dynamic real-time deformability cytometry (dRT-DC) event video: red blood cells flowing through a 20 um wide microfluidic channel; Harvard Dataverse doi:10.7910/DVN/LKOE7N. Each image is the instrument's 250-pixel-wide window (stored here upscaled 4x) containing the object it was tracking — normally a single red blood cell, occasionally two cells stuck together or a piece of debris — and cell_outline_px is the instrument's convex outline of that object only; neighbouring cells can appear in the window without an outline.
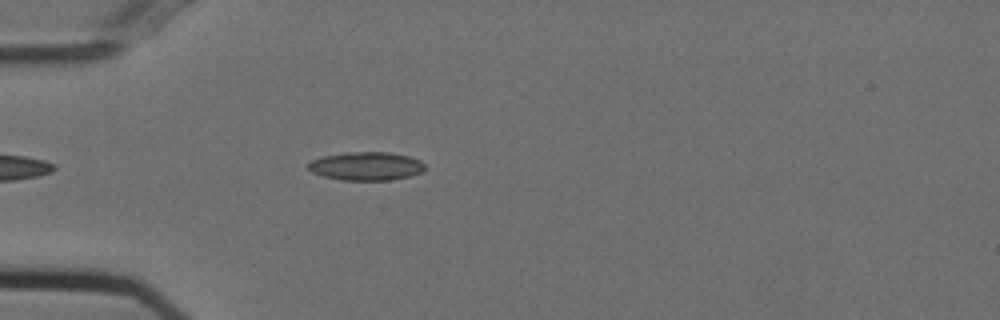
{"species": "Egyptian fruit bat (a non-hibernating species)", "species_latin": "Rousettus aegyptiacus", "temperature_condition": "cold", "stored_images_in_passage": 43, "camera_frame_rate_fps": 3000, "um_per_image_px": 0.085, "animal": {"sex": "female"}, "frame": {"image": 1, "passage_image": 5, "time_ms": 1.333, "image_size_px": [1000, 320], "cell_outline_px": [[424, 168], [420, 172], [412, 176], [388, 180], [340, 180], [324, 176], [312, 172], [308, 168], [308, 164], [312, 160], [320, 156], [344, 152], [388, 152], [408, 156], [420, 160], [424, 164]], "centroid_in_image_um": [31.1, 14.11], "position_along_channel_um": 53.9, "area_um2": 19.36}}
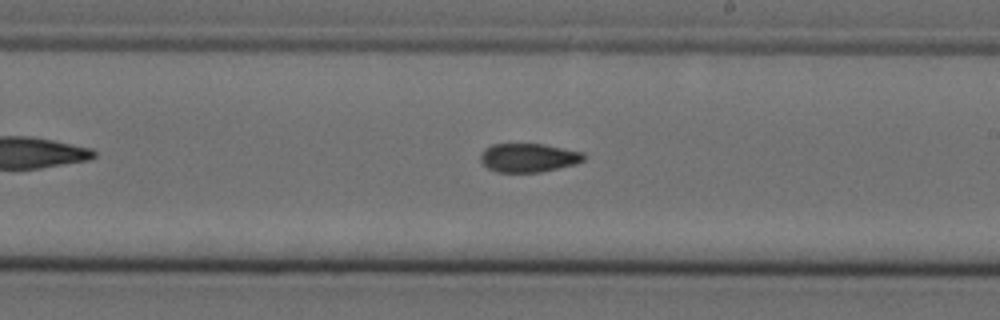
{"frame": {"image": 2, "passage_image": 21, "time_ms": 6.667, "image_size_px": [1000, 320], "cell_outline_px": [[584, 160], [576, 164], [540, 172], [496, 172], [488, 168], [480, 160], [480, 156], [484, 148], [492, 144], [544, 144], [584, 152]], "centroid_in_image_um": [44.92, 13.4], "position_along_channel_um": 244.1, "area_um2": 17.34}}
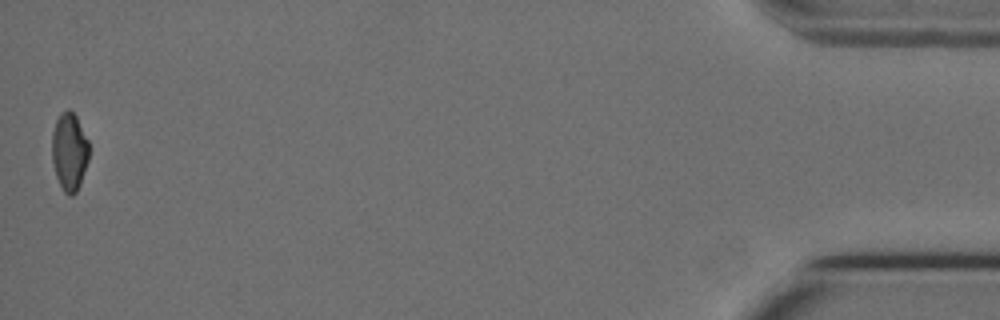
{"frame": {"image": 3, "passage_image": 43, "time_ms": 14.0, "image_size_px": [1000, 320], "cell_outline_px": [[88, 160], [80, 184], [76, 192], [72, 196], [68, 196], [64, 192], [56, 176], [52, 160], [52, 132], [56, 120], [60, 112], [68, 108], [76, 116], [88, 140]], "centroid_in_image_um": [5.88, 12.88], "position_along_channel_um": 429.3, "area_um2": 16.82}, "authors_computed_cell_mechanics": {"area_um2": 17.918, "velocity_mm_per_s": 3.7375, "shape_relaxation_time_tau1_ms": 6.6605, "shape_relaxation_time_tau2_ms": 5.5243, "deformation_change_tau1": 0.1627, "deformation_change_tau2": 0.1095}}